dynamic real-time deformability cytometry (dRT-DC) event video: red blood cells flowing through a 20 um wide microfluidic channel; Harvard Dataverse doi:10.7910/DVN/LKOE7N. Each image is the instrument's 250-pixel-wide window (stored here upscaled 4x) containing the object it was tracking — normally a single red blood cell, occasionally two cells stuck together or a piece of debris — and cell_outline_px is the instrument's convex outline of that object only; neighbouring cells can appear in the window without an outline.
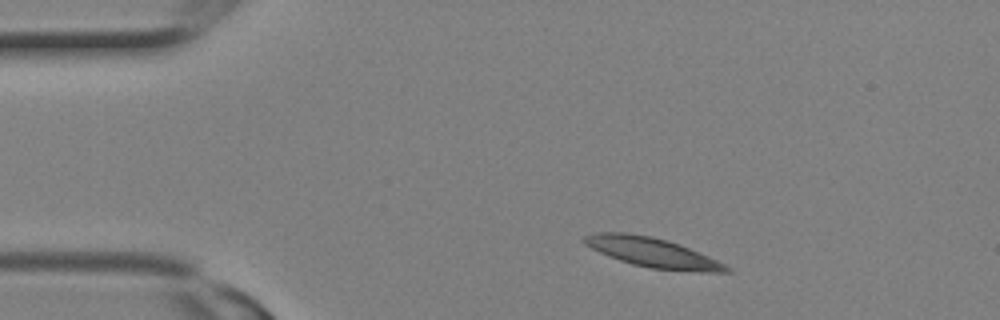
{"species": "Egyptian fruit bat (a non-hibernating species)", "species_latin": "Rousettus aegyptiacus", "temperature_condition": "room temperature", "stored_images_in_passage": 2, "camera_frame_rate_fps": 3000, "um_per_image_px": 0.085, "animal": {"sex": "female"}, "frame": {"image": 1, "passage_image": 1, "time_ms": 0.0, "image_size_px": [1000, 320], "cell_outline_px": [[732, 272], [696, 272], [652, 268], [632, 264], [608, 256], [584, 244], [580, 240], [584, 236], [596, 232], [624, 232], [652, 236], [668, 240], [680, 244], [708, 256], [732, 268]], "centroid_in_image_um": [55.45, 21.45], "position_along_channel_um": 29.5, "area_um2": 24.51}}
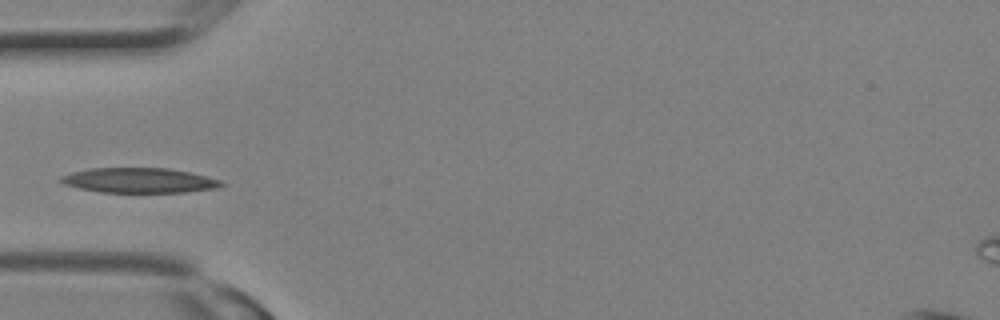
{"frame": {"image": 2, "passage_image": 2, "time_ms": 0.333, "image_size_px": [1000, 320], "cell_outline_px": [[224, 184], [216, 188], [184, 192], [100, 192], [80, 188], [64, 184], [60, 180], [60, 176], [72, 172], [88, 168], [168, 168], [188, 172], [220, 180]], "centroid_in_image_um": [11.79, 15.33], "position_along_channel_um": 73.2, "area_um2": 23.06}}